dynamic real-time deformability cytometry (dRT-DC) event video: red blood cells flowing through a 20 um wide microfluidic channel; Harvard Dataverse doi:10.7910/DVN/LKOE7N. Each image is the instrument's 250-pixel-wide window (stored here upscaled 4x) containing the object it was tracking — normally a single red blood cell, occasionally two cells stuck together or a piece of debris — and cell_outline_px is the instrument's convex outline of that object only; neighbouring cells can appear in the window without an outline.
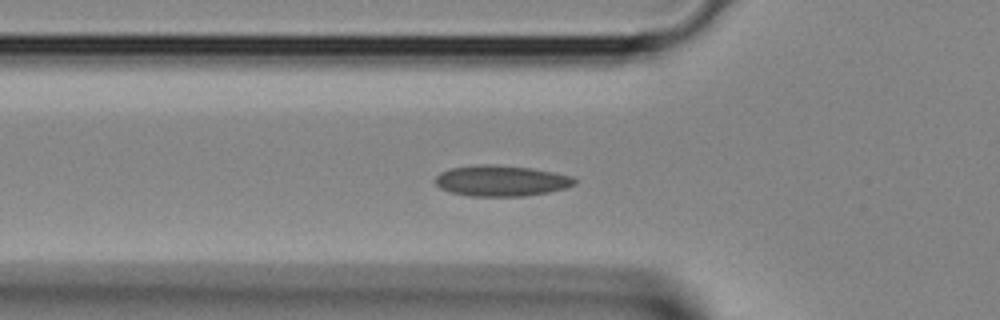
{"species": "Egyptian fruit bat (a non-hibernating species)", "species_latin": "Rousettus aegyptiacus", "temperature_condition": "room temperature", "stored_images_in_passage": 31, "camera_frame_rate_fps": 3000, "um_per_image_px": 0.085, "animal": {"sex": "female"}, "frame": {"image": 1, "passage_image": 4, "time_ms": 1.0, "image_size_px": [1000, 320], "cell_outline_px": [[576, 184], [564, 188], [548, 192], [524, 196], [468, 196], [452, 192], [440, 188], [436, 184], [436, 176], [440, 172], [452, 168], [480, 164], [496, 164], [528, 168], [552, 172], [572, 176], [576, 180]], "centroid_in_image_um": [42.59, 15.36], "position_along_channel_um": 83.2, "area_um2": 24.85}}
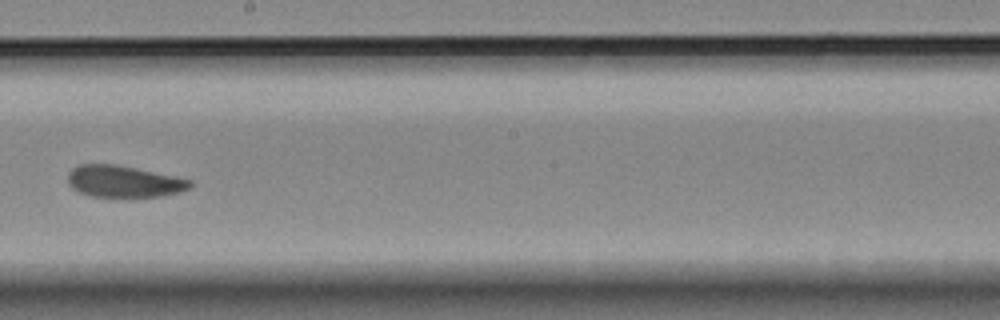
{"frame": {"image": 2, "passage_image": 13, "time_ms": 4.0, "image_size_px": [1000, 320], "cell_outline_px": [[192, 184], [188, 188], [180, 192], [160, 196], [88, 196], [76, 192], [68, 184], [68, 172], [72, 168], [80, 164], [116, 164], [176, 176], [192, 180]], "centroid_in_image_um": [10.48, 15.41], "position_along_channel_um": 237.7, "area_um2": 22.6}}
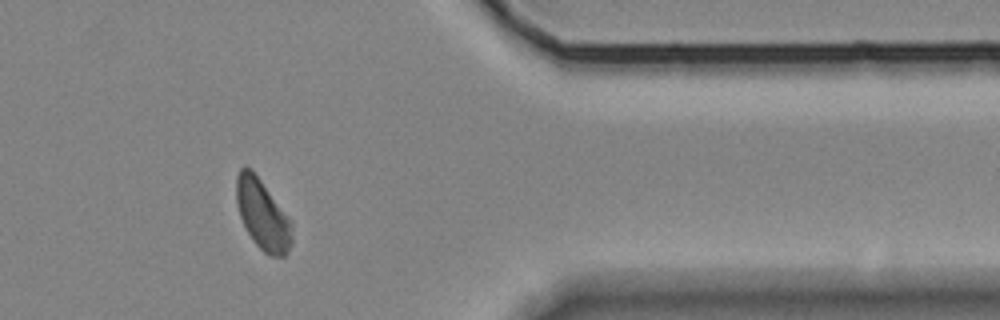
{"frame": {"image": 3, "passage_image": 23, "time_ms": 7.333, "image_size_px": [1000, 320], "cell_outline_px": [[292, 244], [288, 252], [284, 256], [268, 256], [252, 240], [240, 216], [236, 204], [236, 176], [240, 168], [252, 168], [292, 220]], "centroid_in_image_um": [22.34, 18.24], "position_along_channel_um": 389.1, "area_um2": 23.0}}